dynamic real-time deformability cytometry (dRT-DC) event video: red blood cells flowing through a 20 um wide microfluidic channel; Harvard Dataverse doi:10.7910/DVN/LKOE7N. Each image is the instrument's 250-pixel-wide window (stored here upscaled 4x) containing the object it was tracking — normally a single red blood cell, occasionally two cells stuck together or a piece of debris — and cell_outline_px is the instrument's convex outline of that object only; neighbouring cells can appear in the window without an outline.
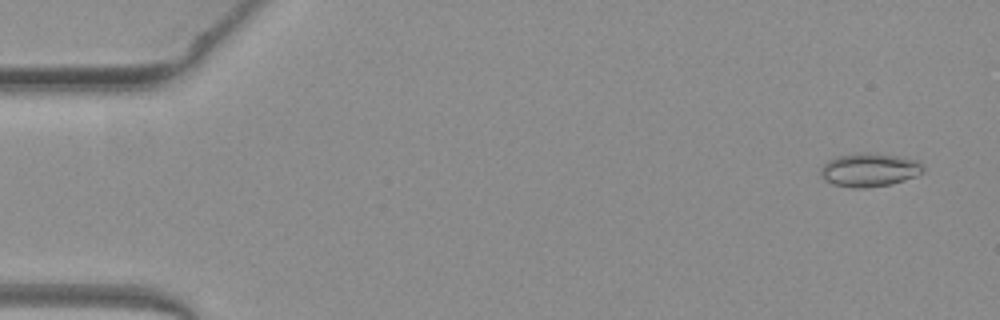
{"species": "common noctule bat (a hibernating species)", "species_latin": "Nyctalus noctula", "temperature_condition": "warm", "stored_images_in_passage": 51, "camera_frame_rate_fps": 3000, "um_per_image_px": 0.085, "animal": {"sex": "female", "body_mass_g": 19.3, "forearm_length_mm": 54.1}, "frame": {"image": 1, "passage_image": 3, "time_ms": 0.667, "image_size_px": [1000, 320], "cell_outline_px": [[924, 172], [916, 176], [892, 184], [868, 188], [852, 188], [832, 184], [824, 180], [820, 176], [820, 168], [828, 160], [836, 156], [860, 152], [896, 156], [916, 160], [924, 168]], "centroid_in_image_um": [73.85, 14.46], "position_along_channel_um": 11.1, "area_um2": 20.11}}
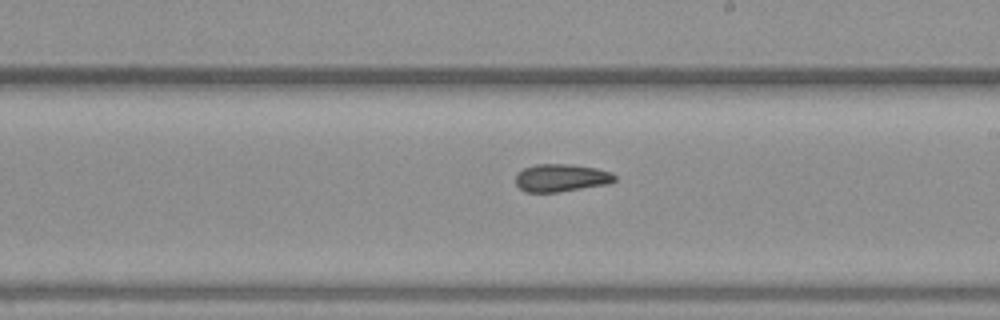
{"frame": {"image": 2, "passage_image": 30, "time_ms": 9.667, "image_size_px": [1000, 320], "cell_outline_px": [[616, 180], [608, 184], [556, 192], [524, 192], [516, 184], [516, 172], [524, 168], [536, 164], [572, 164], [596, 168], [612, 172], [616, 176]], "centroid_in_image_um": [47.69, 15.11], "position_along_channel_um": 241.3, "area_um2": 16.07}}
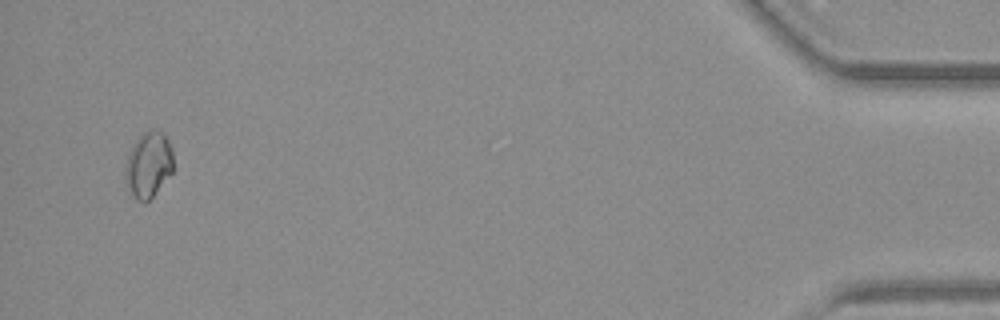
{"frame": {"image": 3, "passage_image": 50, "time_ms": 16.333, "image_size_px": [1000, 320], "cell_outline_px": [[172, 172], [152, 196], [144, 204], [136, 200], [124, 176], [128, 156], [132, 144], [148, 128], [156, 128], [164, 132], [172, 148]], "centroid_in_image_um": [12.63, 13.94], "position_along_channel_um": 422.6, "area_um2": 18.26}}